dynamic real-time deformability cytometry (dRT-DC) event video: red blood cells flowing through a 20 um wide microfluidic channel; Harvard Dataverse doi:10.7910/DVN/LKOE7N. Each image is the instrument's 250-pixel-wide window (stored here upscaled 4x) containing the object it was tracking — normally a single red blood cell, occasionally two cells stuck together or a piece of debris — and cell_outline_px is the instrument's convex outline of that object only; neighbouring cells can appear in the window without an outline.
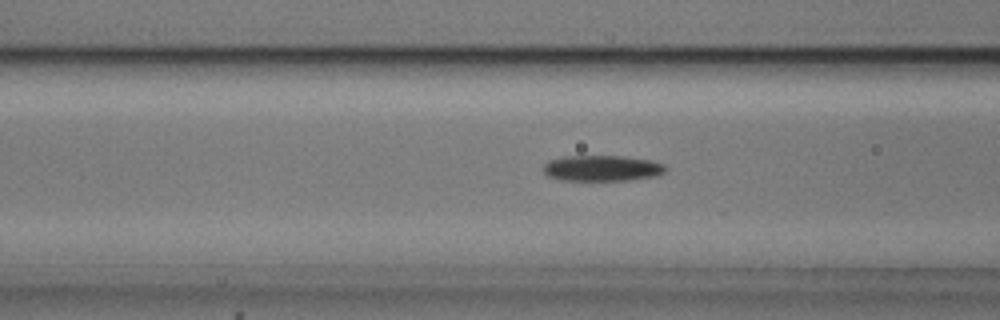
{"species": "common noctule bat (a hibernating species)", "species_latin": "Nyctalus noctula", "temperature_condition": "cold", "stored_images_in_passage": 44, "camera_frame_rate_fps": 3000, "um_per_image_px": 0.085, "animal": {"sex": "male", "body_mass_g": 20.5, "forearm_length_mm": 52.5}, "frame": {"image": 1, "passage_image": 11, "time_ms": 3.333, "image_size_px": [1000, 320], "cell_outline_px": [[668, 168], [660, 176], [628, 180], [560, 180], [548, 176], [544, 172], [544, 164], [548, 160], [564, 156], [624, 156], [652, 160], [664, 164]], "centroid_in_image_um": [51.22, 14.29], "position_along_channel_um": 115.4, "area_um2": 18.61}}
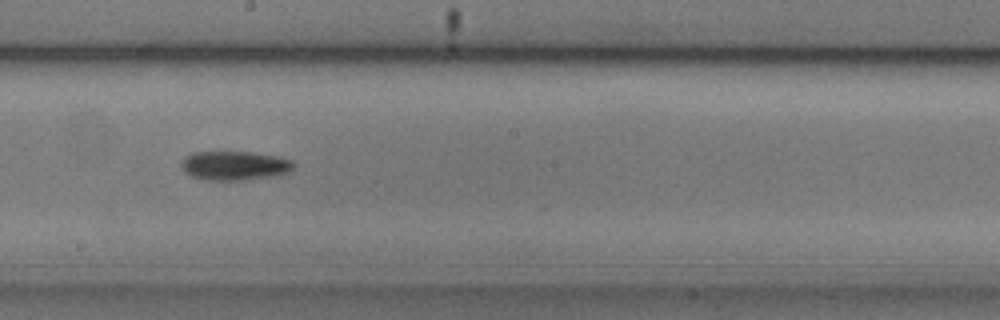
{"frame": {"image": 2, "passage_image": 20, "time_ms": 6.333, "image_size_px": [1000, 320], "cell_outline_px": [[296, 164], [288, 172], [272, 176], [244, 180], [208, 180], [192, 176], [184, 172], [180, 164], [184, 156], [192, 152], [252, 152], [276, 156], [292, 160]], "centroid_in_image_um": [19.91, 14.07], "position_along_channel_um": 228.3, "area_um2": 19.07}}
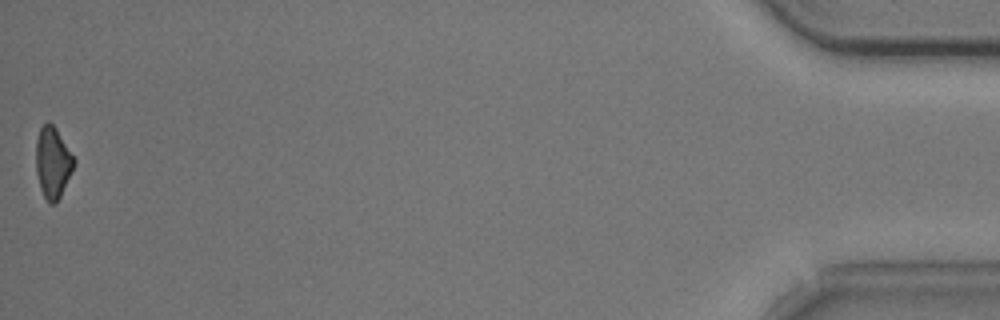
{"frame": {"image": 3, "passage_image": 44, "time_ms": 14.333, "image_size_px": [1000, 320], "cell_outline_px": [[76, 164], [56, 204], [48, 204], [40, 188], [36, 172], [36, 140], [40, 128], [48, 120], [56, 128], [76, 160]], "centroid_in_image_um": [4.49, 13.82], "position_along_channel_um": 430.7, "area_um2": 15.9}, "authors_computed_cell_mechanics": {"area_um2": 17.4556, "velocity_mm_per_s": 3.743, "shape_relaxation_time_tau1_ms": 2.6282, "shape_relaxation_time_tau2_ms": null, "deformation_change_tau1": 0.1004, "deformation_change_tau2": null}}